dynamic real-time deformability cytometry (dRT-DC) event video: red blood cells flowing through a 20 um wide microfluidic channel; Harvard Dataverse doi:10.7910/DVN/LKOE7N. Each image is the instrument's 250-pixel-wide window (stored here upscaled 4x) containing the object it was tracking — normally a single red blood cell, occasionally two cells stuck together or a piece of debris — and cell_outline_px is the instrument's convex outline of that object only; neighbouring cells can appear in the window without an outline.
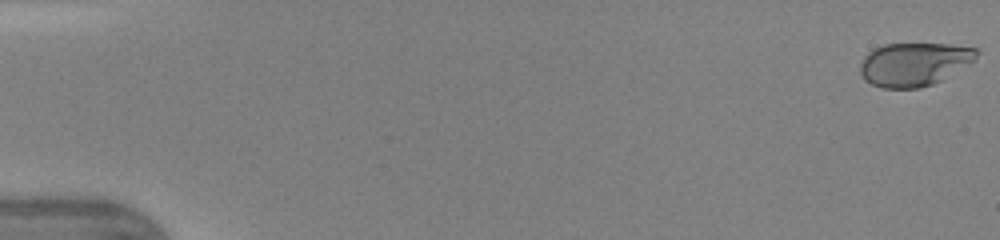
{"species": "human", "species_latin": "Homo sapiens", "temperature_condition": "warm", "stored_images_in_passage": 47, "camera_frame_rate_fps": 3000, "um_per_image_px": 0.085, "donor": {"sex": "female"}, "frame": {"image": 1, "passage_image": 1, "time_ms": 0.0, "image_size_px": [1000, 240], "cell_outline_px": [[980, 52], [976, 60], [940, 80], [932, 84], [920, 88], [884, 88], [872, 84], [864, 80], [860, 72], [860, 64], [864, 56], [872, 48], [884, 44], [952, 44], [976, 48]], "centroid_in_image_um": [77.69, 5.44], "position_along_channel_um": 7.3, "area_um2": 29.54}}
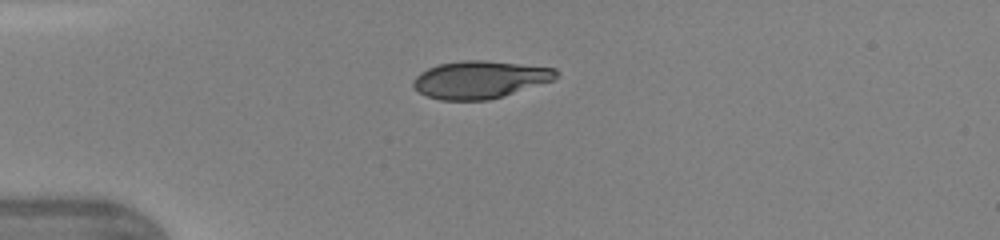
{"frame": {"image": 2, "passage_image": 13, "time_ms": 4.0, "image_size_px": [1000, 240], "cell_outline_px": [[556, 80], [504, 96], [488, 100], [440, 100], [428, 96], [420, 92], [412, 84], [412, 80], [420, 72], [428, 68], [440, 64], [464, 60], [484, 60], [556, 68]], "centroid_in_image_um": [40.81, 6.77], "position_along_channel_um": 44.2, "area_um2": 31.21}}
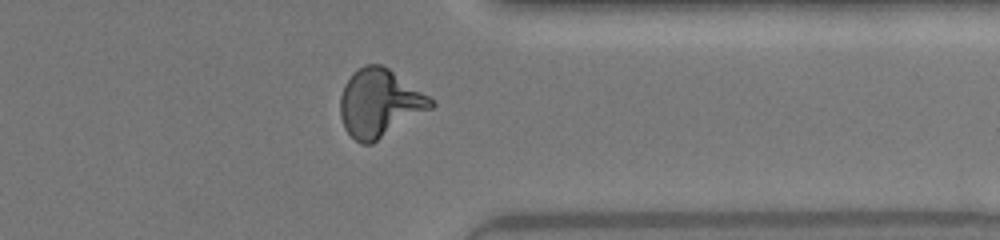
{"frame": {"image": 3, "passage_image": 38, "time_ms": 12.333, "image_size_px": [1000, 240], "cell_outline_px": [[436, 104], [432, 108], [372, 144], [360, 144], [344, 128], [340, 116], [340, 96], [344, 84], [352, 72], [364, 64], [380, 64], [388, 68], [428, 96]], "centroid_in_image_um": [32.23, 8.77], "position_along_channel_um": 379.2, "area_um2": 35.72}, "authors_computed_cell_mechanics": {"area_um2": 33.4084, "velocity_mm_per_s": 4.3741, "shape_relaxation_time_tau1_ms": 5.9343, "shape_relaxation_time_tau2_ms": null, "deformation_change_tau1": 0.2168, "deformation_change_tau2": null}}